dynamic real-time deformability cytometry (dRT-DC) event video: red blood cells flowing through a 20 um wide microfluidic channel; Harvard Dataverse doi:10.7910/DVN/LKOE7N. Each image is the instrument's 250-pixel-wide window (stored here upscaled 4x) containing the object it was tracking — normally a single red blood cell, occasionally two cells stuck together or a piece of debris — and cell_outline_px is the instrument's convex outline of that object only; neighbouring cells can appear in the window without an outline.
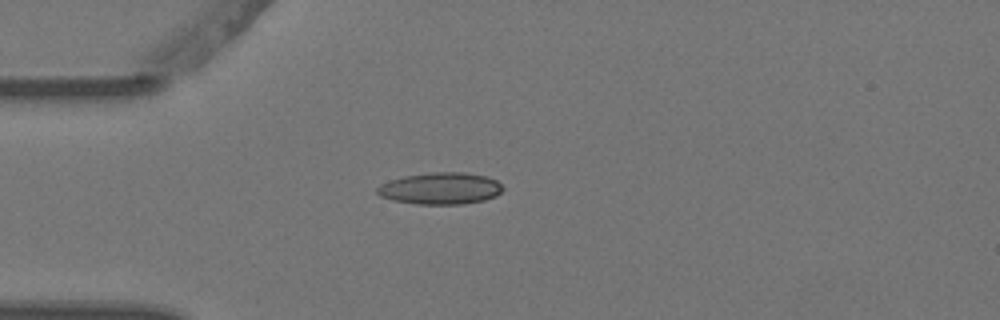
{"species": "Egyptian fruit bat (a non-hibernating species)", "species_latin": "Rousettus aegyptiacus", "temperature_condition": "warm", "stored_images_in_passage": 1, "camera_frame_rate_fps": 3000, "um_per_image_px": 0.085, "animal": {"sex": "female"}, "frame": {"image": 1, "passage_image": 1, "time_ms": 0.0, "image_size_px": [1000, 320], "cell_outline_px": [[504, 188], [496, 196], [484, 200], [464, 204], [416, 204], [392, 200], [380, 196], [376, 192], [376, 188], [380, 184], [404, 176], [432, 172], [468, 172], [488, 176], [496, 180]], "centroid_in_image_um": [37.45, 16.01], "position_along_channel_um": 47.5, "area_um2": 23.41}}